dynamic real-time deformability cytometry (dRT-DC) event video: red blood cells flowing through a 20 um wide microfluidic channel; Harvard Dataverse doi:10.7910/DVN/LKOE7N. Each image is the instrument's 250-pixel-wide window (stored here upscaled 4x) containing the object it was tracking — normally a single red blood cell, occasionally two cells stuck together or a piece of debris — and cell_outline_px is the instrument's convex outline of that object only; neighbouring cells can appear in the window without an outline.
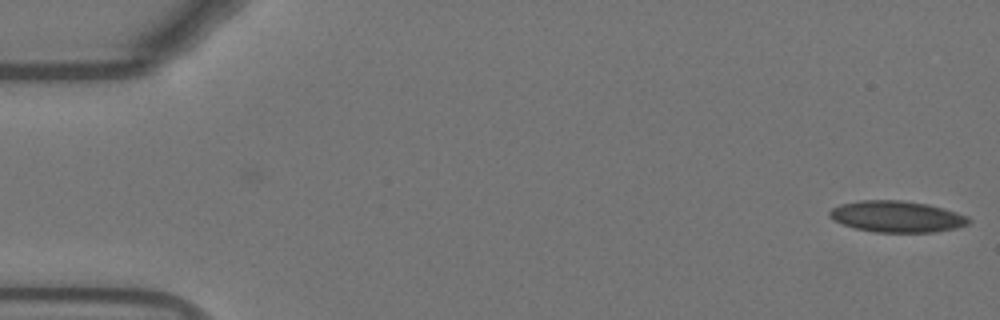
{"species": "Egyptian fruit bat (a non-hibernating species)", "species_latin": "Rousettus aegyptiacus", "temperature_condition": "warm", "stored_images_in_passage": 7, "camera_frame_rate_fps": 3000, "um_per_image_px": 0.085, "animal": {"sex": "female"}, "frame": {"image": 1, "passage_image": 7, "time_ms": 2.0, "image_size_px": [1000, 320], "cell_outline_px": [[972, 220], [968, 224], [956, 228], [936, 232], [872, 232], [856, 228], [832, 220], [828, 216], [828, 212], [832, 208], [840, 204], [860, 200], [900, 200], [928, 204], [944, 208], [968, 216]], "centroid_in_image_um": [76.23, 18.4], "position_along_channel_um": 8.8, "area_um2": 25.55}}